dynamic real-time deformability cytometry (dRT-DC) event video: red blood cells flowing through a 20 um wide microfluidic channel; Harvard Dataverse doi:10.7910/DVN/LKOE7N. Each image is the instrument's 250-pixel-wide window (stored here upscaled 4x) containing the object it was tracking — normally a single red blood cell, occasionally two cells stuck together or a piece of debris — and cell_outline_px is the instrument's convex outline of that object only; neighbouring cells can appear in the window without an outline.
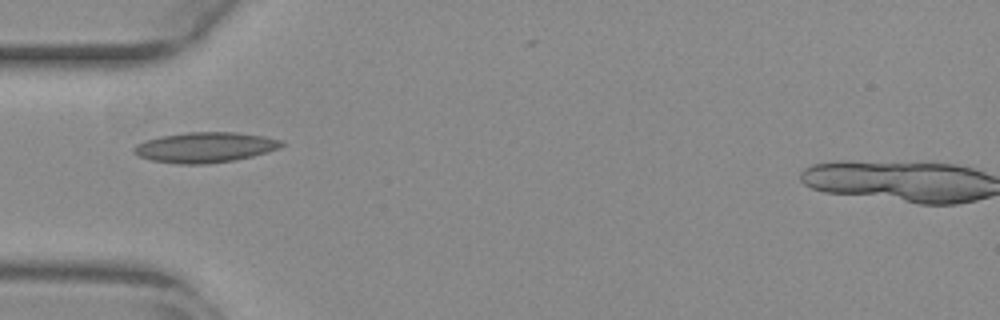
{"species": "common noctule bat (a hibernating species)", "species_latin": "Nyctalus noctula", "temperature_condition": "warm", "stored_images_in_passage": 28, "camera_frame_rate_fps": 3000, "um_per_image_px": 0.085, "animal": {"sex": "female", "body_mass_g": 29.2, "forearm_length_mm": 56.3}, "frame": {"image": 1, "passage_image": 1, "time_ms": 0.0, "image_size_px": [1000, 320], "cell_outline_px": [[284, 144], [276, 148], [252, 156], [236, 160], [208, 164], [176, 164], [152, 160], [140, 156], [132, 152], [132, 148], [136, 144], [144, 140], [160, 136], [188, 132], [236, 132], [264, 136], [280, 140]], "centroid_in_image_um": [17.36, 12.52], "position_along_channel_um": 67.6, "area_um2": 26.01}}
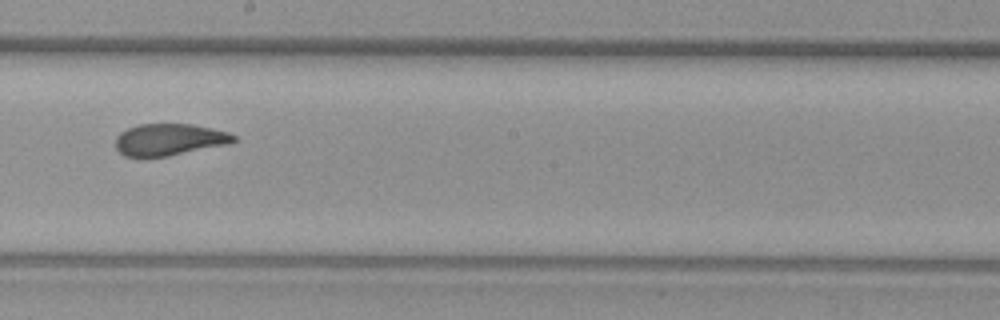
{"frame": {"image": 2, "passage_image": 14, "time_ms": 4.333, "image_size_px": [1000, 320], "cell_outline_px": [[240, 140], [232, 144], [168, 156], [124, 156], [116, 148], [116, 136], [120, 132], [128, 128], [140, 124], [192, 124], [212, 128], [228, 132], [236, 136]], "centroid_in_image_um": [14.46, 11.86], "position_along_channel_um": 233.7, "area_um2": 22.08}}
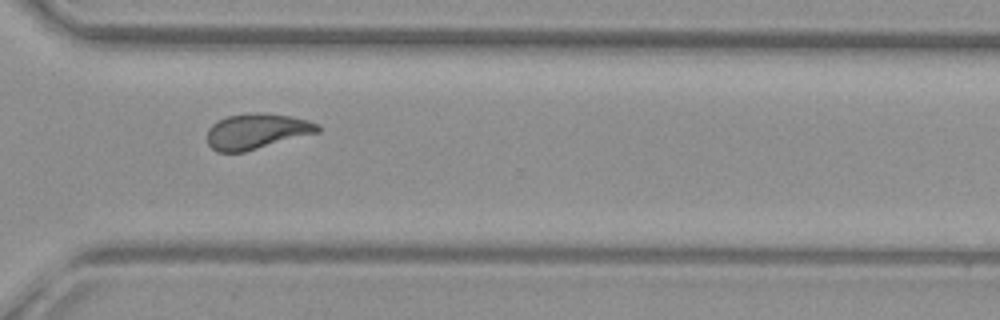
{"frame": {"image": 3, "passage_image": 23, "time_ms": 7.333, "image_size_px": [1000, 320], "cell_outline_px": [[320, 132], [244, 152], [216, 152], [208, 144], [208, 128], [212, 124], [228, 116], [252, 112], [264, 112], [292, 116], [308, 120], [320, 124]], "centroid_in_image_um": [21.85, 11.15], "position_along_channel_um": 348.7, "area_um2": 23.0}}